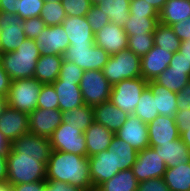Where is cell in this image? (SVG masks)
I'll list each match as a JSON object with an SVG mask.
<instances>
[{
  "label": "cell",
  "mask_w": 190,
  "mask_h": 191,
  "mask_svg": "<svg viewBox=\"0 0 190 191\" xmlns=\"http://www.w3.org/2000/svg\"><path fill=\"white\" fill-rule=\"evenodd\" d=\"M110 55L101 47L94 45L69 46L63 54V59L75 63L86 70H102Z\"/></svg>",
  "instance_id": "obj_8"
},
{
  "label": "cell",
  "mask_w": 190,
  "mask_h": 191,
  "mask_svg": "<svg viewBox=\"0 0 190 191\" xmlns=\"http://www.w3.org/2000/svg\"><path fill=\"white\" fill-rule=\"evenodd\" d=\"M95 44L109 55L128 49V36L122 27L113 22L106 24L95 33Z\"/></svg>",
  "instance_id": "obj_16"
},
{
  "label": "cell",
  "mask_w": 190,
  "mask_h": 191,
  "mask_svg": "<svg viewBox=\"0 0 190 191\" xmlns=\"http://www.w3.org/2000/svg\"><path fill=\"white\" fill-rule=\"evenodd\" d=\"M189 80L190 71L173 70L168 66L154 81L172 92L179 93Z\"/></svg>",
  "instance_id": "obj_33"
},
{
  "label": "cell",
  "mask_w": 190,
  "mask_h": 191,
  "mask_svg": "<svg viewBox=\"0 0 190 191\" xmlns=\"http://www.w3.org/2000/svg\"><path fill=\"white\" fill-rule=\"evenodd\" d=\"M11 147L20 155L40 156V162L45 164L52 152L49 138L30 132L14 140Z\"/></svg>",
  "instance_id": "obj_14"
},
{
  "label": "cell",
  "mask_w": 190,
  "mask_h": 191,
  "mask_svg": "<svg viewBox=\"0 0 190 191\" xmlns=\"http://www.w3.org/2000/svg\"><path fill=\"white\" fill-rule=\"evenodd\" d=\"M44 0H18V16L24 20L40 17Z\"/></svg>",
  "instance_id": "obj_41"
},
{
  "label": "cell",
  "mask_w": 190,
  "mask_h": 191,
  "mask_svg": "<svg viewBox=\"0 0 190 191\" xmlns=\"http://www.w3.org/2000/svg\"><path fill=\"white\" fill-rule=\"evenodd\" d=\"M84 136L86 141L87 157H91L101 151L107 150L115 134L96 121H93L85 130Z\"/></svg>",
  "instance_id": "obj_23"
},
{
  "label": "cell",
  "mask_w": 190,
  "mask_h": 191,
  "mask_svg": "<svg viewBox=\"0 0 190 191\" xmlns=\"http://www.w3.org/2000/svg\"><path fill=\"white\" fill-rule=\"evenodd\" d=\"M154 46L153 34H140L128 36V50L142 57Z\"/></svg>",
  "instance_id": "obj_39"
},
{
  "label": "cell",
  "mask_w": 190,
  "mask_h": 191,
  "mask_svg": "<svg viewBox=\"0 0 190 191\" xmlns=\"http://www.w3.org/2000/svg\"><path fill=\"white\" fill-rule=\"evenodd\" d=\"M137 191H170L164 178H153L138 183Z\"/></svg>",
  "instance_id": "obj_47"
},
{
  "label": "cell",
  "mask_w": 190,
  "mask_h": 191,
  "mask_svg": "<svg viewBox=\"0 0 190 191\" xmlns=\"http://www.w3.org/2000/svg\"><path fill=\"white\" fill-rule=\"evenodd\" d=\"M179 52L184 56V58L190 63V40L181 42Z\"/></svg>",
  "instance_id": "obj_57"
},
{
  "label": "cell",
  "mask_w": 190,
  "mask_h": 191,
  "mask_svg": "<svg viewBox=\"0 0 190 191\" xmlns=\"http://www.w3.org/2000/svg\"><path fill=\"white\" fill-rule=\"evenodd\" d=\"M46 168V181L66 182L84 191H94L87 156L52 150Z\"/></svg>",
  "instance_id": "obj_1"
},
{
  "label": "cell",
  "mask_w": 190,
  "mask_h": 191,
  "mask_svg": "<svg viewBox=\"0 0 190 191\" xmlns=\"http://www.w3.org/2000/svg\"><path fill=\"white\" fill-rule=\"evenodd\" d=\"M40 51L35 39H26L15 51L0 54L3 69L10 80L33 78Z\"/></svg>",
  "instance_id": "obj_2"
},
{
  "label": "cell",
  "mask_w": 190,
  "mask_h": 191,
  "mask_svg": "<svg viewBox=\"0 0 190 191\" xmlns=\"http://www.w3.org/2000/svg\"><path fill=\"white\" fill-rule=\"evenodd\" d=\"M79 86L86 105L93 107L110 99L112 85L102 70L84 71Z\"/></svg>",
  "instance_id": "obj_7"
},
{
  "label": "cell",
  "mask_w": 190,
  "mask_h": 191,
  "mask_svg": "<svg viewBox=\"0 0 190 191\" xmlns=\"http://www.w3.org/2000/svg\"><path fill=\"white\" fill-rule=\"evenodd\" d=\"M61 4L69 17H83L92 6L89 0H61Z\"/></svg>",
  "instance_id": "obj_43"
},
{
  "label": "cell",
  "mask_w": 190,
  "mask_h": 191,
  "mask_svg": "<svg viewBox=\"0 0 190 191\" xmlns=\"http://www.w3.org/2000/svg\"><path fill=\"white\" fill-rule=\"evenodd\" d=\"M89 159L90 178L94 191L104 182L116 175L114 153L111 150L101 151Z\"/></svg>",
  "instance_id": "obj_18"
},
{
  "label": "cell",
  "mask_w": 190,
  "mask_h": 191,
  "mask_svg": "<svg viewBox=\"0 0 190 191\" xmlns=\"http://www.w3.org/2000/svg\"><path fill=\"white\" fill-rule=\"evenodd\" d=\"M131 169L137 181L142 182L153 178H163L167 167L159 152L152 147H147L138 151L136 162Z\"/></svg>",
  "instance_id": "obj_10"
},
{
  "label": "cell",
  "mask_w": 190,
  "mask_h": 191,
  "mask_svg": "<svg viewBox=\"0 0 190 191\" xmlns=\"http://www.w3.org/2000/svg\"><path fill=\"white\" fill-rule=\"evenodd\" d=\"M9 151H0V183L7 181V155Z\"/></svg>",
  "instance_id": "obj_56"
},
{
  "label": "cell",
  "mask_w": 190,
  "mask_h": 191,
  "mask_svg": "<svg viewBox=\"0 0 190 191\" xmlns=\"http://www.w3.org/2000/svg\"><path fill=\"white\" fill-rule=\"evenodd\" d=\"M83 72L84 70L78 67L75 63L63 59L59 76L56 81H69L80 85Z\"/></svg>",
  "instance_id": "obj_42"
},
{
  "label": "cell",
  "mask_w": 190,
  "mask_h": 191,
  "mask_svg": "<svg viewBox=\"0 0 190 191\" xmlns=\"http://www.w3.org/2000/svg\"><path fill=\"white\" fill-rule=\"evenodd\" d=\"M169 67H171L173 70L190 71V63L184 58V56L179 51L173 53Z\"/></svg>",
  "instance_id": "obj_52"
},
{
  "label": "cell",
  "mask_w": 190,
  "mask_h": 191,
  "mask_svg": "<svg viewBox=\"0 0 190 191\" xmlns=\"http://www.w3.org/2000/svg\"><path fill=\"white\" fill-rule=\"evenodd\" d=\"M62 55H40L34 71V78L42 84L53 83L58 79Z\"/></svg>",
  "instance_id": "obj_26"
},
{
  "label": "cell",
  "mask_w": 190,
  "mask_h": 191,
  "mask_svg": "<svg viewBox=\"0 0 190 191\" xmlns=\"http://www.w3.org/2000/svg\"><path fill=\"white\" fill-rule=\"evenodd\" d=\"M180 139L188 146L190 150V127L188 128V130L180 134Z\"/></svg>",
  "instance_id": "obj_60"
},
{
  "label": "cell",
  "mask_w": 190,
  "mask_h": 191,
  "mask_svg": "<svg viewBox=\"0 0 190 191\" xmlns=\"http://www.w3.org/2000/svg\"><path fill=\"white\" fill-rule=\"evenodd\" d=\"M173 53L154 45L141 57V76L146 81L155 80L170 64Z\"/></svg>",
  "instance_id": "obj_20"
},
{
  "label": "cell",
  "mask_w": 190,
  "mask_h": 191,
  "mask_svg": "<svg viewBox=\"0 0 190 191\" xmlns=\"http://www.w3.org/2000/svg\"><path fill=\"white\" fill-rule=\"evenodd\" d=\"M0 132L12 143L29 133V115L7 106L0 116Z\"/></svg>",
  "instance_id": "obj_19"
},
{
  "label": "cell",
  "mask_w": 190,
  "mask_h": 191,
  "mask_svg": "<svg viewBox=\"0 0 190 191\" xmlns=\"http://www.w3.org/2000/svg\"><path fill=\"white\" fill-rule=\"evenodd\" d=\"M61 25L69 37L70 46L95 44V33L92 31L85 16H67Z\"/></svg>",
  "instance_id": "obj_21"
},
{
  "label": "cell",
  "mask_w": 190,
  "mask_h": 191,
  "mask_svg": "<svg viewBox=\"0 0 190 191\" xmlns=\"http://www.w3.org/2000/svg\"><path fill=\"white\" fill-rule=\"evenodd\" d=\"M93 121V107L86 104L77 108H73L62 114V122H66L69 125L77 127V129H80L83 133Z\"/></svg>",
  "instance_id": "obj_34"
},
{
  "label": "cell",
  "mask_w": 190,
  "mask_h": 191,
  "mask_svg": "<svg viewBox=\"0 0 190 191\" xmlns=\"http://www.w3.org/2000/svg\"><path fill=\"white\" fill-rule=\"evenodd\" d=\"M41 87L42 83L34 77L11 81L7 95L8 106L27 114L33 112L37 108Z\"/></svg>",
  "instance_id": "obj_5"
},
{
  "label": "cell",
  "mask_w": 190,
  "mask_h": 191,
  "mask_svg": "<svg viewBox=\"0 0 190 191\" xmlns=\"http://www.w3.org/2000/svg\"><path fill=\"white\" fill-rule=\"evenodd\" d=\"M148 4H150L155 10L160 12L167 2V0H145Z\"/></svg>",
  "instance_id": "obj_59"
},
{
  "label": "cell",
  "mask_w": 190,
  "mask_h": 191,
  "mask_svg": "<svg viewBox=\"0 0 190 191\" xmlns=\"http://www.w3.org/2000/svg\"><path fill=\"white\" fill-rule=\"evenodd\" d=\"M0 12L18 15V0H0Z\"/></svg>",
  "instance_id": "obj_55"
},
{
  "label": "cell",
  "mask_w": 190,
  "mask_h": 191,
  "mask_svg": "<svg viewBox=\"0 0 190 191\" xmlns=\"http://www.w3.org/2000/svg\"><path fill=\"white\" fill-rule=\"evenodd\" d=\"M148 87L156 98V110L159 115L174 116L178 110L177 93L157 84L154 80L148 81Z\"/></svg>",
  "instance_id": "obj_29"
},
{
  "label": "cell",
  "mask_w": 190,
  "mask_h": 191,
  "mask_svg": "<svg viewBox=\"0 0 190 191\" xmlns=\"http://www.w3.org/2000/svg\"><path fill=\"white\" fill-rule=\"evenodd\" d=\"M174 118L179 134L188 130L190 127V109L177 110Z\"/></svg>",
  "instance_id": "obj_48"
},
{
  "label": "cell",
  "mask_w": 190,
  "mask_h": 191,
  "mask_svg": "<svg viewBox=\"0 0 190 191\" xmlns=\"http://www.w3.org/2000/svg\"><path fill=\"white\" fill-rule=\"evenodd\" d=\"M89 1H90L91 5H97V4H101V2L103 0H89Z\"/></svg>",
  "instance_id": "obj_63"
},
{
  "label": "cell",
  "mask_w": 190,
  "mask_h": 191,
  "mask_svg": "<svg viewBox=\"0 0 190 191\" xmlns=\"http://www.w3.org/2000/svg\"><path fill=\"white\" fill-rule=\"evenodd\" d=\"M159 23V17H143L140 15H130L123 29L127 36L140 34H153Z\"/></svg>",
  "instance_id": "obj_36"
},
{
  "label": "cell",
  "mask_w": 190,
  "mask_h": 191,
  "mask_svg": "<svg viewBox=\"0 0 190 191\" xmlns=\"http://www.w3.org/2000/svg\"><path fill=\"white\" fill-rule=\"evenodd\" d=\"M129 13L130 15H140L143 17H159V12L145 0H132L130 2Z\"/></svg>",
  "instance_id": "obj_46"
},
{
  "label": "cell",
  "mask_w": 190,
  "mask_h": 191,
  "mask_svg": "<svg viewBox=\"0 0 190 191\" xmlns=\"http://www.w3.org/2000/svg\"><path fill=\"white\" fill-rule=\"evenodd\" d=\"M11 142L0 132V151H9Z\"/></svg>",
  "instance_id": "obj_58"
},
{
  "label": "cell",
  "mask_w": 190,
  "mask_h": 191,
  "mask_svg": "<svg viewBox=\"0 0 190 191\" xmlns=\"http://www.w3.org/2000/svg\"><path fill=\"white\" fill-rule=\"evenodd\" d=\"M40 55H62L70 46L69 37L62 25L46 26L35 39Z\"/></svg>",
  "instance_id": "obj_12"
},
{
  "label": "cell",
  "mask_w": 190,
  "mask_h": 191,
  "mask_svg": "<svg viewBox=\"0 0 190 191\" xmlns=\"http://www.w3.org/2000/svg\"><path fill=\"white\" fill-rule=\"evenodd\" d=\"M46 165L40 156L20 155L12 147L7 155V182L12 185L46 181Z\"/></svg>",
  "instance_id": "obj_3"
},
{
  "label": "cell",
  "mask_w": 190,
  "mask_h": 191,
  "mask_svg": "<svg viewBox=\"0 0 190 191\" xmlns=\"http://www.w3.org/2000/svg\"><path fill=\"white\" fill-rule=\"evenodd\" d=\"M24 34L27 39H36L44 31L45 23L40 17L27 18L22 20Z\"/></svg>",
  "instance_id": "obj_45"
},
{
  "label": "cell",
  "mask_w": 190,
  "mask_h": 191,
  "mask_svg": "<svg viewBox=\"0 0 190 191\" xmlns=\"http://www.w3.org/2000/svg\"><path fill=\"white\" fill-rule=\"evenodd\" d=\"M171 27L182 42L190 40V17L185 21L174 23Z\"/></svg>",
  "instance_id": "obj_49"
},
{
  "label": "cell",
  "mask_w": 190,
  "mask_h": 191,
  "mask_svg": "<svg viewBox=\"0 0 190 191\" xmlns=\"http://www.w3.org/2000/svg\"><path fill=\"white\" fill-rule=\"evenodd\" d=\"M52 150L87 156L84 133L66 122H62L49 137Z\"/></svg>",
  "instance_id": "obj_9"
},
{
  "label": "cell",
  "mask_w": 190,
  "mask_h": 191,
  "mask_svg": "<svg viewBox=\"0 0 190 191\" xmlns=\"http://www.w3.org/2000/svg\"><path fill=\"white\" fill-rule=\"evenodd\" d=\"M177 108L178 110L190 109V80L183 89L177 93Z\"/></svg>",
  "instance_id": "obj_51"
},
{
  "label": "cell",
  "mask_w": 190,
  "mask_h": 191,
  "mask_svg": "<svg viewBox=\"0 0 190 191\" xmlns=\"http://www.w3.org/2000/svg\"><path fill=\"white\" fill-rule=\"evenodd\" d=\"M190 17V0H167L159 12V22L171 26Z\"/></svg>",
  "instance_id": "obj_28"
},
{
  "label": "cell",
  "mask_w": 190,
  "mask_h": 191,
  "mask_svg": "<svg viewBox=\"0 0 190 191\" xmlns=\"http://www.w3.org/2000/svg\"><path fill=\"white\" fill-rule=\"evenodd\" d=\"M163 178L170 191H190V163L167 168Z\"/></svg>",
  "instance_id": "obj_30"
},
{
  "label": "cell",
  "mask_w": 190,
  "mask_h": 191,
  "mask_svg": "<svg viewBox=\"0 0 190 191\" xmlns=\"http://www.w3.org/2000/svg\"><path fill=\"white\" fill-rule=\"evenodd\" d=\"M44 191H84L80 187L66 182L46 181Z\"/></svg>",
  "instance_id": "obj_50"
},
{
  "label": "cell",
  "mask_w": 190,
  "mask_h": 191,
  "mask_svg": "<svg viewBox=\"0 0 190 191\" xmlns=\"http://www.w3.org/2000/svg\"><path fill=\"white\" fill-rule=\"evenodd\" d=\"M0 191H13L12 186L6 181L0 183Z\"/></svg>",
  "instance_id": "obj_62"
},
{
  "label": "cell",
  "mask_w": 190,
  "mask_h": 191,
  "mask_svg": "<svg viewBox=\"0 0 190 191\" xmlns=\"http://www.w3.org/2000/svg\"><path fill=\"white\" fill-rule=\"evenodd\" d=\"M134 115L146 124H149L159 115L158 110H156V98L148 86L138 100Z\"/></svg>",
  "instance_id": "obj_37"
},
{
  "label": "cell",
  "mask_w": 190,
  "mask_h": 191,
  "mask_svg": "<svg viewBox=\"0 0 190 191\" xmlns=\"http://www.w3.org/2000/svg\"><path fill=\"white\" fill-rule=\"evenodd\" d=\"M63 112L60 109L36 108L29 113V132L49 138L62 123Z\"/></svg>",
  "instance_id": "obj_13"
},
{
  "label": "cell",
  "mask_w": 190,
  "mask_h": 191,
  "mask_svg": "<svg viewBox=\"0 0 190 191\" xmlns=\"http://www.w3.org/2000/svg\"><path fill=\"white\" fill-rule=\"evenodd\" d=\"M11 80L9 75L3 69L1 62H0V96L7 97L9 93Z\"/></svg>",
  "instance_id": "obj_54"
},
{
  "label": "cell",
  "mask_w": 190,
  "mask_h": 191,
  "mask_svg": "<svg viewBox=\"0 0 190 191\" xmlns=\"http://www.w3.org/2000/svg\"><path fill=\"white\" fill-rule=\"evenodd\" d=\"M7 97H1L0 96V116L4 112V110L7 108Z\"/></svg>",
  "instance_id": "obj_61"
},
{
  "label": "cell",
  "mask_w": 190,
  "mask_h": 191,
  "mask_svg": "<svg viewBox=\"0 0 190 191\" xmlns=\"http://www.w3.org/2000/svg\"><path fill=\"white\" fill-rule=\"evenodd\" d=\"M45 2H51V3H54V2H61V0H44Z\"/></svg>",
  "instance_id": "obj_64"
},
{
  "label": "cell",
  "mask_w": 190,
  "mask_h": 191,
  "mask_svg": "<svg viewBox=\"0 0 190 191\" xmlns=\"http://www.w3.org/2000/svg\"><path fill=\"white\" fill-rule=\"evenodd\" d=\"M152 148L159 152L167 168L190 163V150L180 138Z\"/></svg>",
  "instance_id": "obj_24"
},
{
  "label": "cell",
  "mask_w": 190,
  "mask_h": 191,
  "mask_svg": "<svg viewBox=\"0 0 190 191\" xmlns=\"http://www.w3.org/2000/svg\"><path fill=\"white\" fill-rule=\"evenodd\" d=\"M97 6L107 14L111 22L117 24L119 27L123 28L129 19L130 1L128 0H103Z\"/></svg>",
  "instance_id": "obj_32"
},
{
  "label": "cell",
  "mask_w": 190,
  "mask_h": 191,
  "mask_svg": "<svg viewBox=\"0 0 190 191\" xmlns=\"http://www.w3.org/2000/svg\"><path fill=\"white\" fill-rule=\"evenodd\" d=\"M0 26V54L17 50L27 39L22 19L17 14L0 12Z\"/></svg>",
  "instance_id": "obj_11"
},
{
  "label": "cell",
  "mask_w": 190,
  "mask_h": 191,
  "mask_svg": "<svg viewBox=\"0 0 190 191\" xmlns=\"http://www.w3.org/2000/svg\"><path fill=\"white\" fill-rule=\"evenodd\" d=\"M140 64L141 57L127 49L110 55L102 71L113 86L124 79L142 77Z\"/></svg>",
  "instance_id": "obj_4"
},
{
  "label": "cell",
  "mask_w": 190,
  "mask_h": 191,
  "mask_svg": "<svg viewBox=\"0 0 190 191\" xmlns=\"http://www.w3.org/2000/svg\"><path fill=\"white\" fill-rule=\"evenodd\" d=\"M59 102V109L64 113L84 105L80 86L75 82L55 81L52 83Z\"/></svg>",
  "instance_id": "obj_25"
},
{
  "label": "cell",
  "mask_w": 190,
  "mask_h": 191,
  "mask_svg": "<svg viewBox=\"0 0 190 191\" xmlns=\"http://www.w3.org/2000/svg\"><path fill=\"white\" fill-rule=\"evenodd\" d=\"M108 150L114 153L115 170L131 169L136 162L138 151L116 135L112 138Z\"/></svg>",
  "instance_id": "obj_27"
},
{
  "label": "cell",
  "mask_w": 190,
  "mask_h": 191,
  "mask_svg": "<svg viewBox=\"0 0 190 191\" xmlns=\"http://www.w3.org/2000/svg\"><path fill=\"white\" fill-rule=\"evenodd\" d=\"M37 108L59 109L58 96L52 83L42 84L37 100Z\"/></svg>",
  "instance_id": "obj_40"
},
{
  "label": "cell",
  "mask_w": 190,
  "mask_h": 191,
  "mask_svg": "<svg viewBox=\"0 0 190 191\" xmlns=\"http://www.w3.org/2000/svg\"><path fill=\"white\" fill-rule=\"evenodd\" d=\"M148 86L143 77L124 79L112 86L110 101L122 111L134 114L142 92Z\"/></svg>",
  "instance_id": "obj_6"
},
{
  "label": "cell",
  "mask_w": 190,
  "mask_h": 191,
  "mask_svg": "<svg viewBox=\"0 0 190 191\" xmlns=\"http://www.w3.org/2000/svg\"><path fill=\"white\" fill-rule=\"evenodd\" d=\"M94 121L106 127L114 134L128 118V113L116 107L110 100L93 106Z\"/></svg>",
  "instance_id": "obj_22"
},
{
  "label": "cell",
  "mask_w": 190,
  "mask_h": 191,
  "mask_svg": "<svg viewBox=\"0 0 190 191\" xmlns=\"http://www.w3.org/2000/svg\"><path fill=\"white\" fill-rule=\"evenodd\" d=\"M153 37L154 45L161 49H165L172 53H176L180 49L182 41L174 33L171 26H167L159 22L154 30Z\"/></svg>",
  "instance_id": "obj_35"
},
{
  "label": "cell",
  "mask_w": 190,
  "mask_h": 191,
  "mask_svg": "<svg viewBox=\"0 0 190 191\" xmlns=\"http://www.w3.org/2000/svg\"><path fill=\"white\" fill-rule=\"evenodd\" d=\"M85 18L94 33L101 30L106 24L111 22L107 14H105L104 11H101L97 5L91 6L89 12L85 15Z\"/></svg>",
  "instance_id": "obj_44"
},
{
  "label": "cell",
  "mask_w": 190,
  "mask_h": 191,
  "mask_svg": "<svg viewBox=\"0 0 190 191\" xmlns=\"http://www.w3.org/2000/svg\"><path fill=\"white\" fill-rule=\"evenodd\" d=\"M46 181L12 185L13 191H44Z\"/></svg>",
  "instance_id": "obj_53"
},
{
  "label": "cell",
  "mask_w": 190,
  "mask_h": 191,
  "mask_svg": "<svg viewBox=\"0 0 190 191\" xmlns=\"http://www.w3.org/2000/svg\"><path fill=\"white\" fill-rule=\"evenodd\" d=\"M66 17L67 15L61 2H44L40 18L46 26L61 25Z\"/></svg>",
  "instance_id": "obj_38"
},
{
  "label": "cell",
  "mask_w": 190,
  "mask_h": 191,
  "mask_svg": "<svg viewBox=\"0 0 190 191\" xmlns=\"http://www.w3.org/2000/svg\"><path fill=\"white\" fill-rule=\"evenodd\" d=\"M115 135L130 144L137 151L149 147V135L147 124L134 114H129L126 122Z\"/></svg>",
  "instance_id": "obj_15"
},
{
  "label": "cell",
  "mask_w": 190,
  "mask_h": 191,
  "mask_svg": "<svg viewBox=\"0 0 190 191\" xmlns=\"http://www.w3.org/2000/svg\"><path fill=\"white\" fill-rule=\"evenodd\" d=\"M147 127L149 147H158L180 138L174 116L158 115Z\"/></svg>",
  "instance_id": "obj_17"
},
{
  "label": "cell",
  "mask_w": 190,
  "mask_h": 191,
  "mask_svg": "<svg viewBox=\"0 0 190 191\" xmlns=\"http://www.w3.org/2000/svg\"><path fill=\"white\" fill-rule=\"evenodd\" d=\"M138 183L132 169H126L102 183L95 191H137Z\"/></svg>",
  "instance_id": "obj_31"
}]
</instances>
